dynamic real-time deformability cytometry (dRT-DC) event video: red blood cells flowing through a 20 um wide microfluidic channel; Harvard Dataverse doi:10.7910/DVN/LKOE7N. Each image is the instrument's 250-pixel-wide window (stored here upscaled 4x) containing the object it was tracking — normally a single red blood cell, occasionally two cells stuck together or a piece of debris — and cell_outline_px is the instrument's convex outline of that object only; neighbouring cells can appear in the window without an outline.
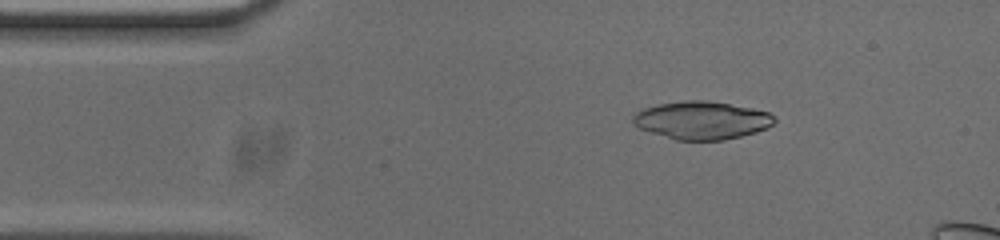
{"species": "common noctule bat (a hibernating species)", "species_latin": "Nyctalus noctula", "temperature_condition": "cold", "stored_images_in_passage": 48, "camera_frame_rate_fps": 3000, "um_per_image_px": 0.085, "animal": {"sex": "male", "body_mass_g": 20.0, "forearm_length_mm": 53.3}, "frame": {"image": 1, "passage_image": 7, "time_ms": 2.0, "image_size_px": [1000, 240], "cell_outline_px": [[776, 120], [768, 128], [756, 132], [724, 140], [676, 140], [640, 128], [632, 124], [632, 116], [636, 112], [644, 108], [660, 104], [684, 100], [704, 100], [752, 108], [768, 112], [776, 116]], "centroid_in_image_um": [59.66, 10.22], "position_along_channel_um": 25.3, "area_um2": 31.15}}